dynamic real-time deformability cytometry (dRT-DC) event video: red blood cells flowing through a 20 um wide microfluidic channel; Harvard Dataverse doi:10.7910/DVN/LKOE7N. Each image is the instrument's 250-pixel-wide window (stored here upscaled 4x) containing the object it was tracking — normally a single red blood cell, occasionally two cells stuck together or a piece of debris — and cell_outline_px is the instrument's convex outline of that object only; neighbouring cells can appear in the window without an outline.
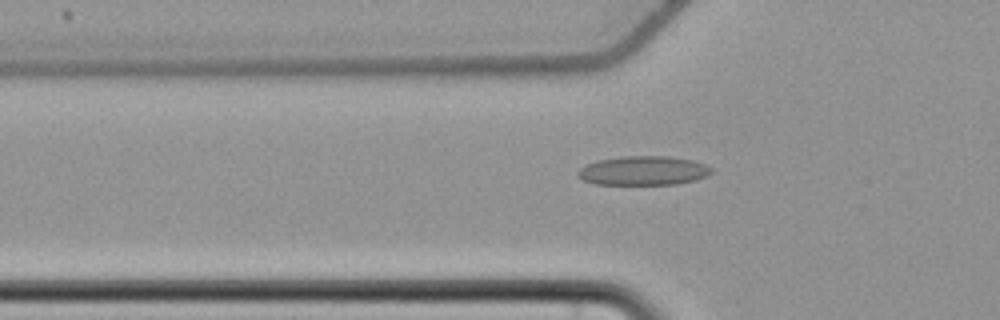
{"species": "common noctule bat (a hibernating species)", "species_latin": "Nyctalus noctula", "temperature_condition": "cold", "stored_images_in_passage": 57, "camera_frame_rate_fps": 3000, "um_per_image_px": 0.085, "animal": {"sex": "female", "body_mass_g": 22.7, "forearm_length_mm": 54.2}, "frame": {"image": 1, "passage_image": 20, "time_ms": 6.333, "image_size_px": [1000, 320], "cell_outline_px": [[712, 172], [696, 180], [676, 184], [596, 184], [584, 180], [576, 176], [576, 172], [580, 168], [596, 160], [620, 156], [668, 156], [692, 160], [704, 164], [712, 168]], "centroid_in_image_um": [54.65, 14.5], "position_along_channel_um": 71.1, "area_um2": 22.66}}
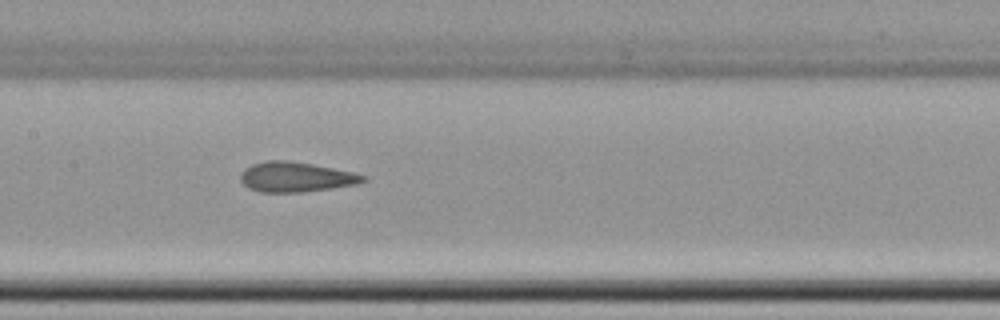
{"frame": {"image": 2, "passage_image": 29, "time_ms": 9.333, "image_size_px": [1000, 320], "cell_outline_px": [[368, 180], [356, 184], [304, 192], [260, 192], [248, 188], [240, 180], [240, 176], [244, 168], [252, 164], [268, 160], [288, 160], [312, 164], [352, 172], [368, 176]], "centroid_in_image_um": [25.13, 15.04], "position_along_channel_um": 182.3, "area_um2": 21.39}}
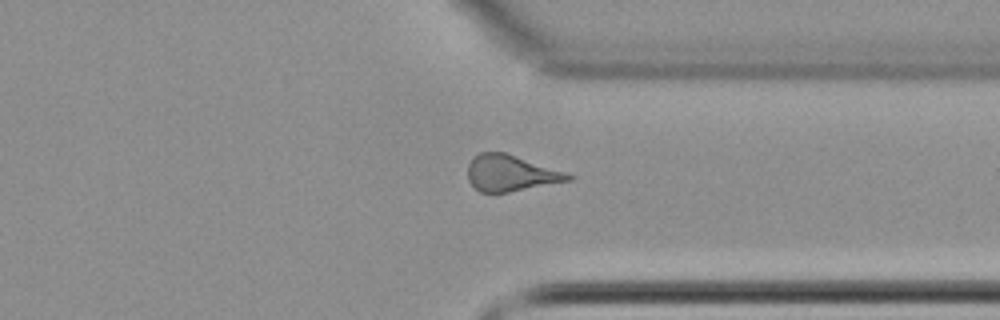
{"frame": {"image": 3, "passage_image": 44, "time_ms": 14.333, "image_size_px": [1000, 320], "cell_outline_px": [[576, 176], [572, 180], [508, 192], [480, 192], [468, 180], [468, 164], [472, 156], [480, 152], [504, 152], [568, 172]], "centroid_in_image_um": [43.43, 14.7], "position_along_channel_um": 368.0, "area_um2": 21.27}, "authors_computed_cell_mechanics": {"area_um2": 21.964, "velocity_mm_per_s": 3.7159, "shape_relaxation_time_tau1_ms": null, "shape_relaxation_time_tau2_ms": 2.2865, "deformation_change_tau1": null, "deformation_change_tau2": 0.0915}}